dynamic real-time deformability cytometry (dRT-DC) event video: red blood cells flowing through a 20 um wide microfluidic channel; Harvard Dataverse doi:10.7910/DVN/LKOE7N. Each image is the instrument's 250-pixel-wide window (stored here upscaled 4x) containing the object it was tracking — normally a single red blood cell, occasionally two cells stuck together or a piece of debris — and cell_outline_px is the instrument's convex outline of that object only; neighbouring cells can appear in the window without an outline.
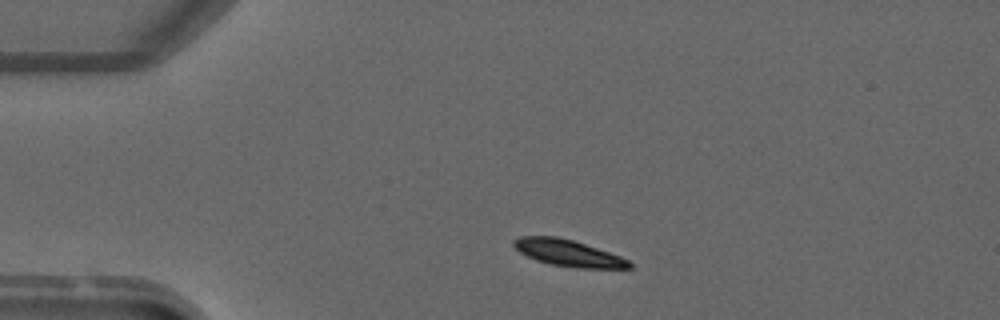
{"species": "common noctule bat (a hibernating species)", "species_latin": "Nyctalus noctula", "temperature_condition": "warm", "stored_images_in_passage": 4, "camera_frame_rate_fps": 3000, "um_per_image_px": 0.085, "animal": {"sex": "male", "forearm_length_mm": 52.5}, "frame": {"image": 1, "passage_image": 1, "time_ms": 0.0, "image_size_px": [1000, 320], "cell_outline_px": [[632, 268], [576, 268], [548, 264], [536, 260], [520, 252], [512, 244], [512, 240], [520, 236], [556, 236], [572, 240], [620, 256], [628, 260], [632, 264]], "centroid_in_image_um": [48.26, 21.51], "position_along_channel_um": 36.7, "area_um2": 17.74}}